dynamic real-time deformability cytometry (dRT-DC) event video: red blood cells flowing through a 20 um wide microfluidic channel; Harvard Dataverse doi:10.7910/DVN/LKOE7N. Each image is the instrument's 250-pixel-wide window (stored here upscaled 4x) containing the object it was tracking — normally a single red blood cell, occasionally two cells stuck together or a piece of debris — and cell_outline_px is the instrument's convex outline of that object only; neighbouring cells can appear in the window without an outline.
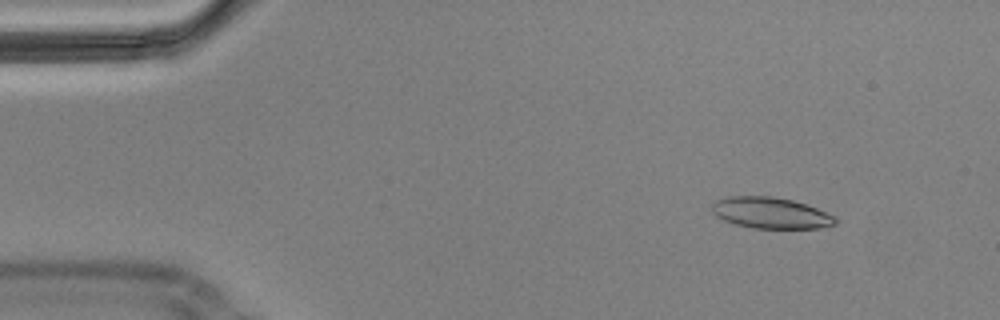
{"species": "Egyptian fruit bat (a non-hibernating species)", "species_latin": "Rousettus aegyptiacus", "temperature_condition": "cold", "stored_images_in_passage": 5, "camera_frame_rate_fps": 3000, "um_per_image_px": 0.085, "animal": {"sex": "male"}, "frame": {"image": 1, "passage_image": 1, "time_ms": 0.0, "image_size_px": [1000, 320], "cell_outline_px": [[836, 224], [820, 228], [752, 228], [736, 224], [724, 220], [716, 216], [712, 212], [712, 204], [716, 200], [728, 196], [772, 196], [792, 200], [816, 208], [836, 216]], "centroid_in_image_um": [65.5, 18.1], "position_along_channel_um": 19.5, "area_um2": 22.37}}